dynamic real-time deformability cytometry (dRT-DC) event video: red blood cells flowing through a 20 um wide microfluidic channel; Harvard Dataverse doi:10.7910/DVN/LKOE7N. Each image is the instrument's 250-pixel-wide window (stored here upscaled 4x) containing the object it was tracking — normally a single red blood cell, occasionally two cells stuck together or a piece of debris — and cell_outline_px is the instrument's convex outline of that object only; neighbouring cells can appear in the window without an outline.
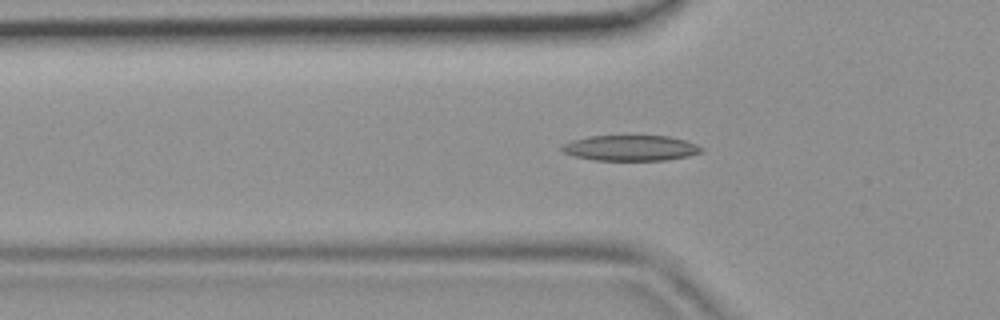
{"species": "common noctule bat (a hibernating species)", "species_latin": "Nyctalus noctula", "temperature_condition": "room temperature", "stored_images_in_passage": 37, "camera_frame_rate_fps": 3000, "um_per_image_px": 0.085, "animal": {"sex": "female", "body_mass_g": 19.9}, "frame": {"image": 1, "passage_image": 16, "time_ms": 5.0, "image_size_px": [1000, 320], "cell_outline_px": [[704, 152], [688, 156], [668, 160], [592, 160], [572, 156], [564, 152], [560, 148], [560, 144], [572, 140], [588, 136], [668, 136], [684, 140], [696, 144], [704, 148]], "centroid_in_image_um": [53.58, 12.58], "position_along_channel_um": 72.2, "area_um2": 20.98}}
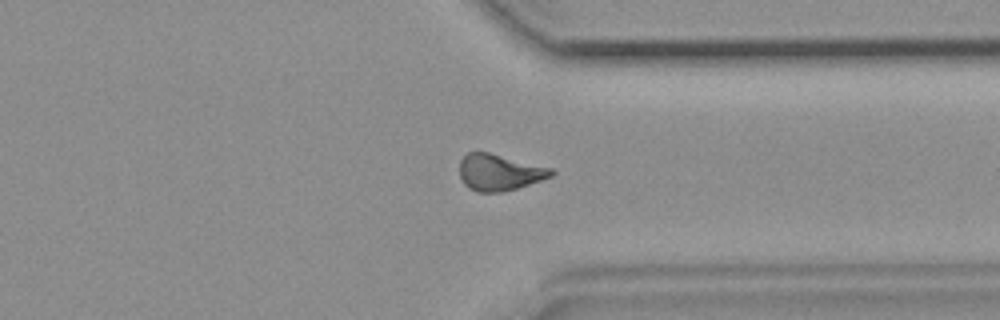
{"frame": {"image": 2, "passage_image": 37, "time_ms": 12.0, "image_size_px": [1000, 320], "cell_outline_px": [[556, 172], [552, 176], [516, 188], [500, 192], [476, 192], [468, 188], [464, 184], [460, 176], [460, 160], [468, 152], [488, 152], [552, 168]], "centroid_in_image_um": [42.43, 14.65], "position_along_channel_um": 369.0, "area_um2": 19.31}}